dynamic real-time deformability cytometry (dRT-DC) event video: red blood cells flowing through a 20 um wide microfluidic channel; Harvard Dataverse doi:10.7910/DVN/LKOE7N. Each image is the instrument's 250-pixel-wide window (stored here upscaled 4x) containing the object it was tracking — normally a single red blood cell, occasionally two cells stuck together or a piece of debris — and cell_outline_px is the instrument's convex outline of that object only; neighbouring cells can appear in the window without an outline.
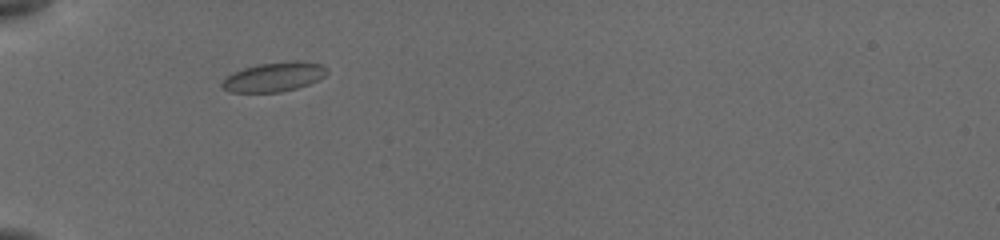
{"species": "common noctule bat (a hibernating species)", "species_latin": "Nyctalus noctula", "temperature_condition": "cold", "stored_images_in_passage": 5, "camera_frame_rate_fps": 3000, "um_per_image_px": 0.085, "animal": {"sex": "female", "body_mass_g": 19.5, "forearm_length_mm": 54.1}, "frame": {"image": 1, "passage_image": 4, "time_ms": 0.333, "image_size_px": [1000, 240], "cell_outline_px": [[328, 72], [324, 76], [308, 84], [296, 88], [280, 92], [228, 92], [220, 88], [220, 84], [228, 76], [244, 68], [260, 64], [296, 60], [320, 64], [328, 68]], "centroid_in_image_um": [23.28, 6.54], "position_along_channel_um": 61.7, "area_um2": 17.74}}